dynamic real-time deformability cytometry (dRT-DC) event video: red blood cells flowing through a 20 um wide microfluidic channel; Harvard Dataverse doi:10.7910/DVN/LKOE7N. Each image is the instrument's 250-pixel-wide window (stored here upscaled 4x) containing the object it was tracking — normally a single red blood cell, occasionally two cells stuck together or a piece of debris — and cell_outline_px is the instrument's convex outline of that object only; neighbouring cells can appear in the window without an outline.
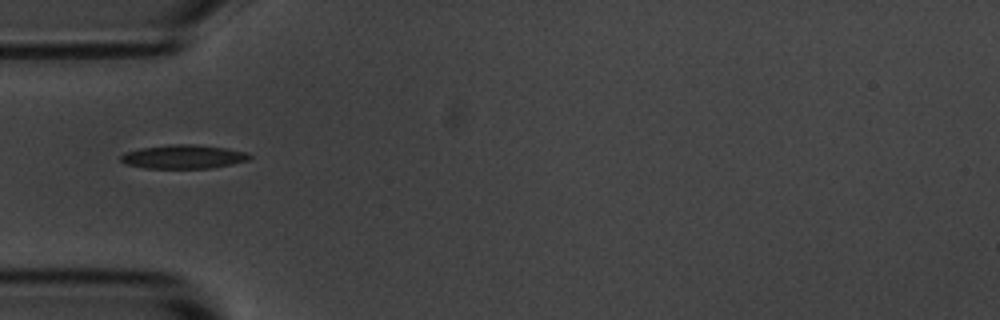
{"species": "common noctule bat (a hibernating species)", "species_latin": "Nyctalus noctula", "temperature_condition": "room temperature", "stored_images_in_passage": 6, "camera_frame_rate_fps": 3000, "um_per_image_px": 0.085, "animal": {"sex": "male", "body_mass_g": 20.1, "forearm_length_mm": 53.5}, "frame": {"image": 1, "passage_image": 1, "time_ms": 0.0, "image_size_px": [1000, 320], "cell_outline_px": [[252, 156], [248, 160], [232, 164], [212, 168], [144, 168], [128, 164], [120, 160], [120, 156], [124, 152], [140, 148], [168, 144], [196, 144], [228, 148], [244, 152]], "centroid_in_image_um": [15.58, 13.31], "position_along_channel_um": 69.4, "area_um2": 17.92}}
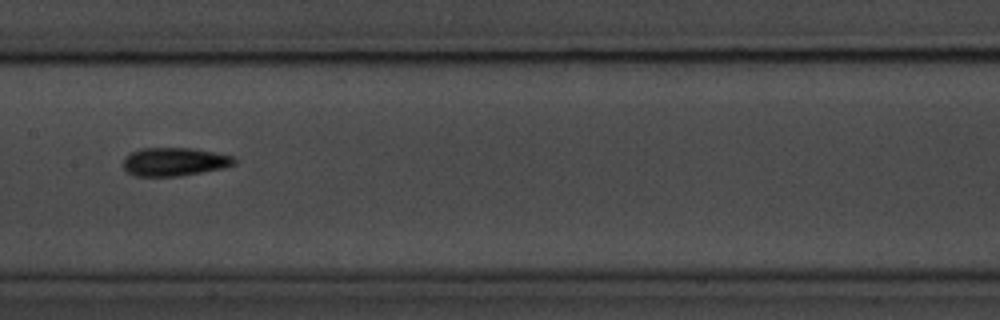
{"frame": {"image": 2, "passage_image": 4, "time_ms": 3.333, "image_size_px": [1000, 320], "cell_outline_px": [[236, 164], [224, 168], [176, 176], [136, 176], [128, 172], [124, 168], [124, 156], [128, 152], [140, 148], [192, 148], [232, 156], [236, 160]], "centroid_in_image_um": [14.79, 13.74], "position_along_channel_um": 192.6, "area_um2": 18.32}}
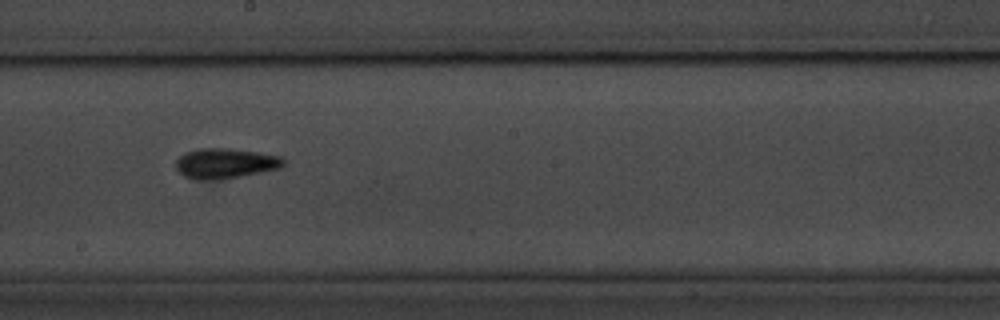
{"frame": {"image": 3, "passage_image": 5, "time_ms": 4.333, "image_size_px": [1000, 320], "cell_outline_px": [[284, 164], [280, 168], [236, 176], [200, 180], [196, 180], [184, 176], [176, 168], [176, 160], [184, 152], [200, 148], [228, 148], [256, 152], [280, 156], [284, 160]], "centroid_in_image_um": [19.1, 13.86], "position_along_channel_um": 229.1, "area_um2": 18.44}}